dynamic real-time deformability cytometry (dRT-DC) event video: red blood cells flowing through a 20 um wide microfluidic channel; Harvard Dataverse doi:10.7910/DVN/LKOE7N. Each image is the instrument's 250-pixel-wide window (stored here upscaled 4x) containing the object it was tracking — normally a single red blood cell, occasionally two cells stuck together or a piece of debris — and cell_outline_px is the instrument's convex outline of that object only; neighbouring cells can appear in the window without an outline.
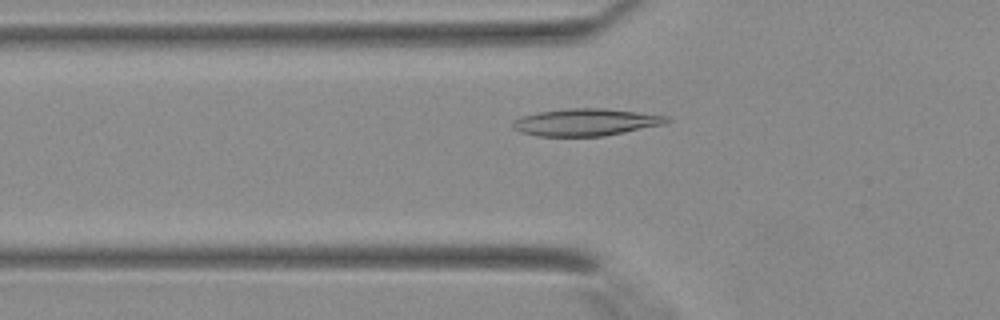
{"species": "Egyptian fruit bat (a non-hibernating species)", "species_latin": "Rousettus aegyptiacus", "temperature_condition": "warm", "stored_images_in_passage": 26, "camera_frame_rate_fps": 3000, "um_per_image_px": 0.085, "animal": {"sex": "female"}, "frame": {"image": 1, "passage_image": 5, "time_ms": 1.333, "image_size_px": [1000, 320], "cell_outline_px": [[672, 120], [664, 124], [604, 136], [536, 136], [520, 132], [512, 128], [512, 120], [520, 116], [540, 112], [568, 108], [604, 108], [668, 116]], "centroid_in_image_um": [49.75, 10.39], "position_along_channel_um": 76.0, "area_um2": 24.39}}
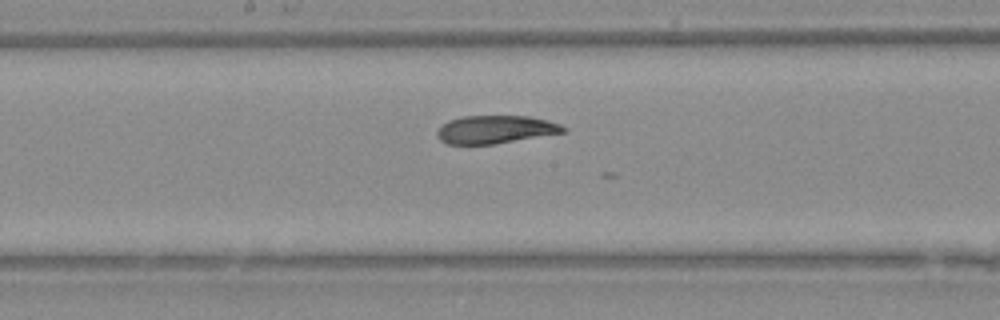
{"frame": {"image": 2, "passage_image": 13, "time_ms": 4.0, "image_size_px": [1000, 320], "cell_outline_px": [[568, 132], [496, 144], [448, 144], [440, 140], [436, 136], [436, 132], [448, 120], [464, 116], [528, 116], [548, 120], [560, 124], [568, 128]], "centroid_in_image_um": [42.17, 11.01], "position_along_channel_um": 206.0, "area_um2": 20.81}}
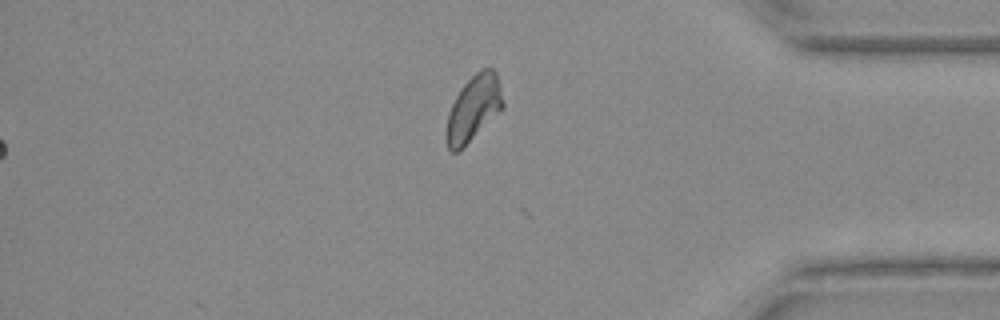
{"frame": {"image": 3, "passage_image": 26, "time_ms": 8.333, "image_size_px": [1000, 320], "cell_outline_px": [[504, 108], [456, 152], [452, 152], [448, 148], [448, 112], [456, 96], [464, 84], [480, 68], [492, 68], [496, 72], [500, 84], [504, 104]], "centroid_in_image_um": [40.3, 9.13], "position_along_channel_um": 394.9, "area_um2": 20.92}}